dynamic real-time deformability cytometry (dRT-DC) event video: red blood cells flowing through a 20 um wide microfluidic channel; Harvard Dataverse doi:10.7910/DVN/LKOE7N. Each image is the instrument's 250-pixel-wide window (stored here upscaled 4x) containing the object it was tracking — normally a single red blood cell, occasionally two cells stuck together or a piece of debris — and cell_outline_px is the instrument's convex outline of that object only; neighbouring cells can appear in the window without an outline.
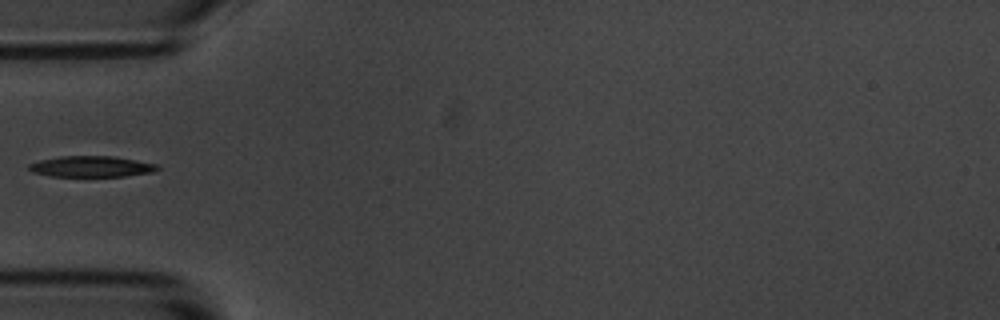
{"species": "common noctule bat (a hibernating species)", "species_latin": "Nyctalus noctula", "temperature_condition": "room temperature", "stored_images_in_passage": 11, "camera_frame_rate_fps": 3000, "um_per_image_px": 0.085, "animal": {"sex": "male", "body_mass_g": 20.1, "forearm_length_mm": 53.5}, "frame": {"image": 1, "passage_image": 1, "time_ms": 0.0, "image_size_px": [1000, 320], "cell_outline_px": [[160, 168], [152, 172], [124, 176], [52, 176], [32, 172], [28, 168], [28, 164], [40, 160], [60, 156], [112, 156], [160, 164]], "centroid_in_image_um": [7.78, 14.15], "position_along_channel_um": 77.2, "area_um2": 15.66}}
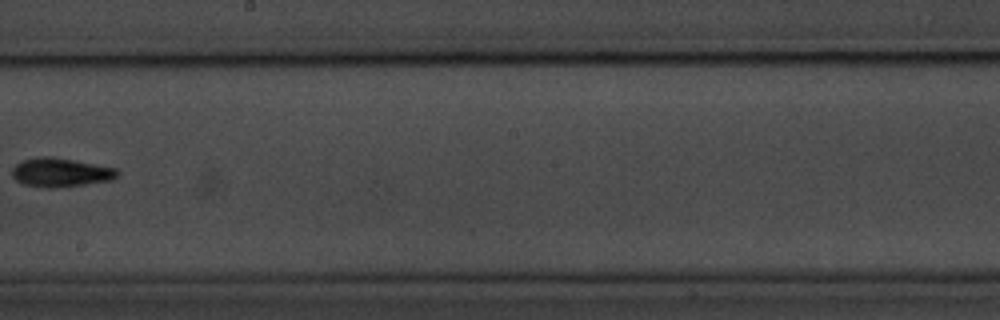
{"frame": {"image": 2, "passage_image": 5, "time_ms": 4.667, "image_size_px": [1000, 320], "cell_outline_px": [[120, 172], [112, 180], [84, 184], [52, 188], [48, 188], [24, 184], [16, 180], [12, 176], [12, 168], [16, 164], [24, 160], [44, 156], [52, 156], [116, 168]], "centroid_in_image_um": [5.15, 14.65], "position_along_channel_um": 243.1, "area_um2": 17.51}}
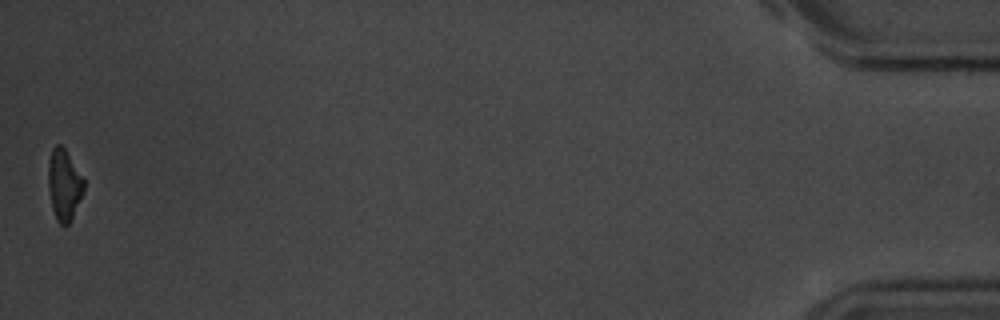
{"frame": {"image": 3, "passage_image": 11, "time_ms": 12.667, "image_size_px": [1000, 320], "cell_outline_px": [[84, 192], [68, 224], [64, 228], [56, 220], [52, 208], [48, 188], [48, 160], [52, 148], [56, 144], [60, 144], [64, 148], [84, 180]], "centroid_in_image_um": [5.42, 15.72], "position_along_channel_um": 429.8, "area_um2": 14.68}}